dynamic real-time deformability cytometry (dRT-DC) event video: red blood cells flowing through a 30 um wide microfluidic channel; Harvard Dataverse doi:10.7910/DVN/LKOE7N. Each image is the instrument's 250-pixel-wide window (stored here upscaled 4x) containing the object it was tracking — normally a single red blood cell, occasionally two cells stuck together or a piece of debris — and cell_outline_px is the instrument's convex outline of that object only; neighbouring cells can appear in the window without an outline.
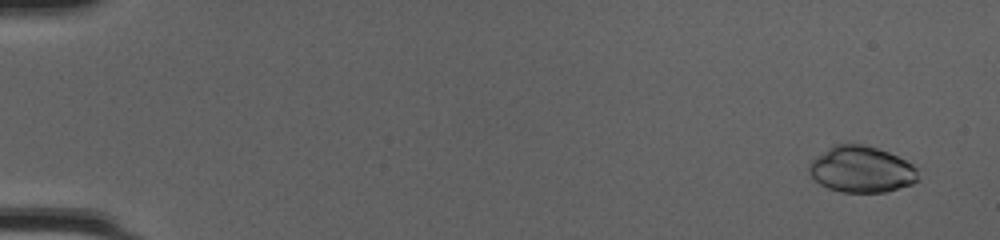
{"species": "common noctule bat (a hibernating species)", "species_latin": "Nyctalus noctula", "temperature_condition": "cold", "stored_images_in_passage": 50, "camera_frame_rate_fps": 3000, "um_per_image_px": 0.085, "animal": {"sex": "female", "body_mass_g": 20.0, "forearm_length_mm": 54.0}, "frame": {"image": 1, "passage_image": 3, "time_ms": 0.667, "image_size_px": [1000, 240], "cell_outline_px": [[920, 180], [912, 184], [884, 192], [840, 192], [828, 188], [820, 184], [808, 172], [808, 164], [816, 156], [832, 144], [864, 144], [888, 152], [912, 164], [916, 168]], "centroid_in_image_um": [73.2, 14.4], "position_along_channel_um": 11.8, "area_um2": 29.48}}
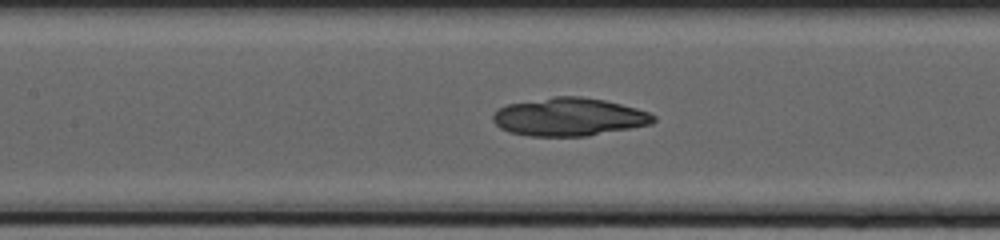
{"frame": {"image": 2, "passage_image": 25, "time_ms": 8.0, "image_size_px": [1000, 240], "cell_outline_px": [[656, 120], [652, 124], [588, 136], [528, 136], [508, 132], [500, 128], [492, 120], [492, 116], [500, 108], [508, 104], [552, 96], [580, 96], [604, 100], [636, 108], [648, 112], [656, 116]], "centroid_in_image_um": [48.37, 9.94], "position_along_channel_um": 159.0, "area_um2": 35.66}}
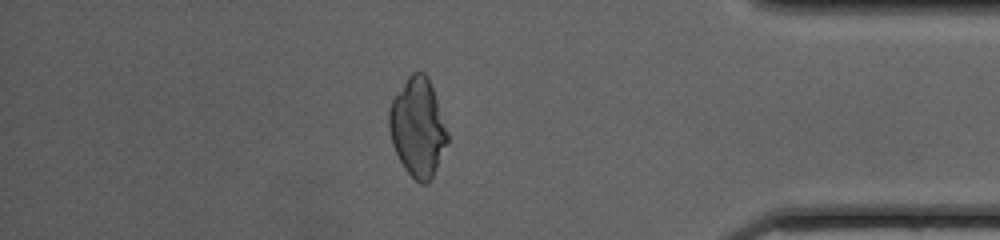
{"frame": {"image": 3, "passage_image": 44, "time_ms": 14.333, "image_size_px": [1000, 240], "cell_outline_px": [[448, 140], [432, 176], [428, 184], [420, 184], [404, 168], [392, 144], [388, 128], [388, 108], [392, 100], [408, 76], [412, 72], [424, 72], [428, 76], [448, 132]], "centroid_in_image_um": [35.48, 10.82], "position_along_channel_um": 399.7, "area_um2": 33.18}}